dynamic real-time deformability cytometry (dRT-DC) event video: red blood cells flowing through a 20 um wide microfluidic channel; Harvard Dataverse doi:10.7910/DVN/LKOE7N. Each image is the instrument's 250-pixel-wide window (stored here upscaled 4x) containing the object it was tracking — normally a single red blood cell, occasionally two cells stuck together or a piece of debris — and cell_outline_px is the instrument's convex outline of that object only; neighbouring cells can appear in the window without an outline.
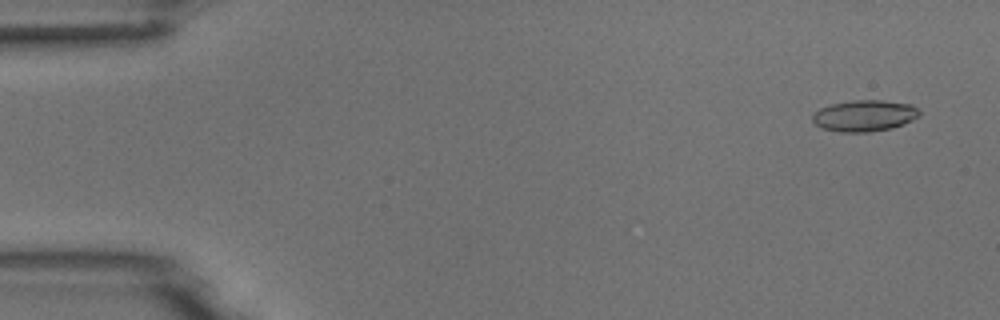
{"species": "common noctule bat (a hibernating species)", "species_latin": "Nyctalus noctula", "temperature_condition": "room temperature", "stored_images_in_passage": 4, "camera_frame_rate_fps": 3000, "um_per_image_px": 0.085, "animal": {"sex": "male", "body_mass_g": 18.8}, "frame": {"image": 1, "passage_image": 1, "time_ms": 0.0, "image_size_px": [1000, 320], "cell_outline_px": [[920, 116], [904, 124], [892, 128], [868, 132], [840, 132], [820, 128], [812, 120], [812, 116], [820, 108], [832, 104], [852, 100], [880, 100], [912, 104], [920, 112]], "centroid_in_image_um": [73.48, 9.84], "position_along_channel_um": 11.5, "area_um2": 19.54}}